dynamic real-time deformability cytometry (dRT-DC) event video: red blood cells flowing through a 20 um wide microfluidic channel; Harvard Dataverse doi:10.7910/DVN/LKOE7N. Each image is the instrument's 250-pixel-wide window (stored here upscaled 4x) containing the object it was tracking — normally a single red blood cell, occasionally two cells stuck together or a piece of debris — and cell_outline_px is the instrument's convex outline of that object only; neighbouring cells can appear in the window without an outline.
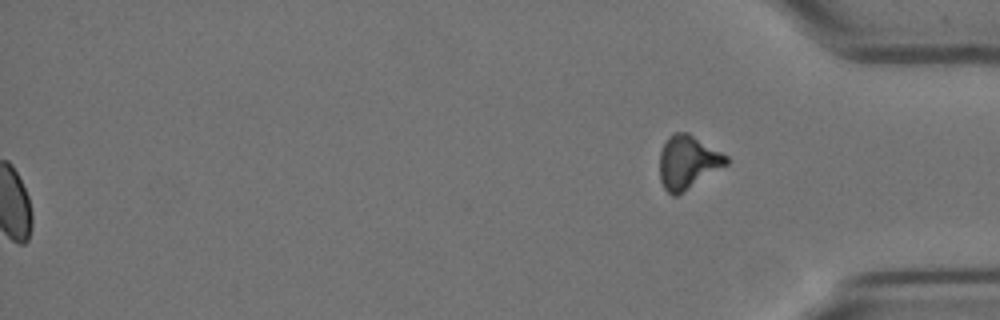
{"species": "Egyptian fruit bat (a non-hibernating species)", "species_latin": "Rousettus aegyptiacus", "temperature_condition": "cold", "stored_images_in_passage": 59, "segment_of_instrument_passage": [2, 2], "camera_frame_rate_fps": 3000, "um_per_image_px": 0.085, "animal": {"sex": "female"}, "frame": {"image": 1, "passage_image": 59, "time_ms": 19.333, "image_size_px": [1000, 320], "cell_outline_px": [[728, 164], [676, 196], [672, 196], [664, 188], [660, 180], [660, 152], [668, 136], [676, 132], [688, 132], [728, 156]], "centroid_in_image_um": [58.45, 13.78], "position_along_channel_um": 376.7, "area_um2": 20.58}}